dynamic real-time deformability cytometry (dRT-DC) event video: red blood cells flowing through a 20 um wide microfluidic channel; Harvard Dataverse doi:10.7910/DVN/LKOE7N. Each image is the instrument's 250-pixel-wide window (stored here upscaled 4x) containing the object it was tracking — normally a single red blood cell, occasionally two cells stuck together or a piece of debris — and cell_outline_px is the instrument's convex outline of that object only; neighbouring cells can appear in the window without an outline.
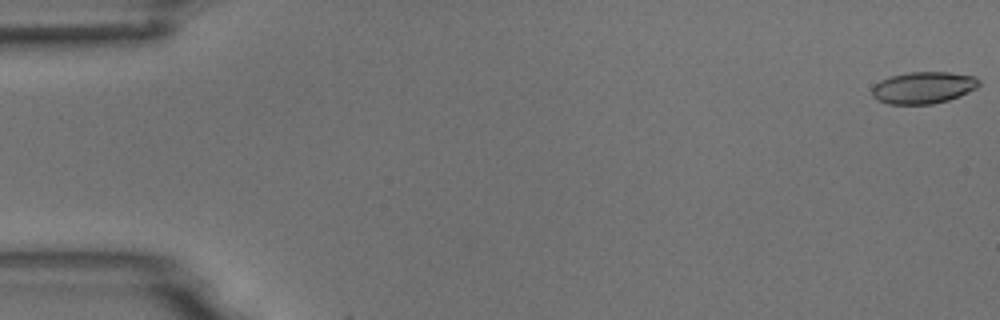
{"species": "common noctule bat (a hibernating species)", "species_latin": "Nyctalus noctula", "temperature_condition": "room temperature", "stored_images_in_passage": 55, "camera_frame_rate_fps": 3000, "um_per_image_px": 0.085, "animal": {"sex": "male", "body_mass_g": 18.8}, "frame": {"image": 1, "passage_image": 1, "time_ms": 0.0, "image_size_px": [1000, 320], "cell_outline_px": [[980, 84], [976, 88], [960, 96], [948, 100], [932, 104], [888, 104], [876, 100], [872, 96], [872, 88], [880, 80], [888, 76], [908, 72], [948, 72], [976, 76], [980, 80]], "centroid_in_image_um": [78.48, 7.44], "position_along_channel_um": 6.5, "area_um2": 20.06}}
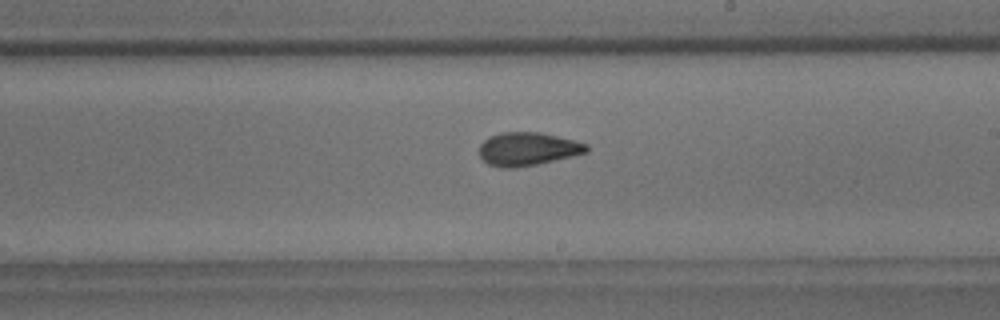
{"frame": {"image": 2, "passage_image": 32, "time_ms": 10.333, "image_size_px": [1000, 320], "cell_outline_px": [[588, 152], [572, 156], [536, 164], [516, 168], [500, 168], [488, 164], [480, 156], [480, 144], [488, 136], [500, 132], [540, 132], [588, 144]], "centroid_in_image_um": [44.82, 12.66], "position_along_channel_um": 244.2, "area_um2": 20.75}}
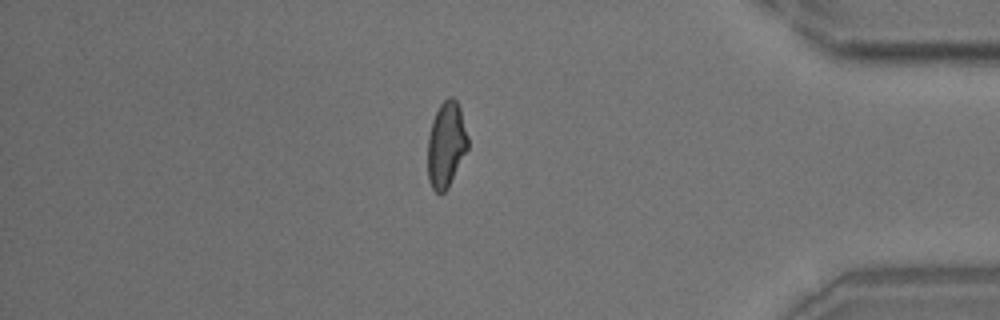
{"frame": {"image": 3, "passage_image": 47, "time_ms": 15.333, "image_size_px": [1000, 320], "cell_outline_px": [[468, 148], [448, 188], [444, 192], [436, 192], [432, 188], [428, 180], [428, 136], [432, 120], [440, 104], [448, 96], [452, 96], [456, 100], [460, 108], [468, 136]], "centroid_in_image_um": [37.92, 12.28], "position_along_channel_um": 397.3, "area_um2": 20.06}, "authors_computed_cell_mechanics": {"area_um2": 20.4034, "velocity_mm_per_s": 3.7154, "shape_relaxation_time_tau1_ms": null, "shape_relaxation_time_tau2_ms": 1.643, "deformation_change_tau1": null, "deformation_change_tau2": 0.0702}}